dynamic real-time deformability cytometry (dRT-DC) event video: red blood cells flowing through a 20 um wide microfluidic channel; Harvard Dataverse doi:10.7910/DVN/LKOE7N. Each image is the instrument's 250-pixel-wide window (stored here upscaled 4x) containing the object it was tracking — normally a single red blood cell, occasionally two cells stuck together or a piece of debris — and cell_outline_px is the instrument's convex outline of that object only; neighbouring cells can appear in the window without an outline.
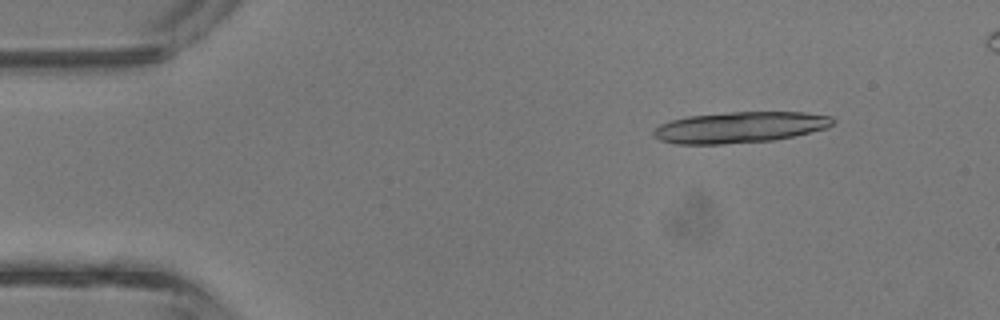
{"species": "common noctule bat (a hibernating species)", "species_latin": "Nyctalus noctula", "temperature_condition": "room temperature", "stored_images_in_passage": 15, "camera_frame_rate_fps": 3000, "um_per_image_px": 0.085, "animal": {"sex": "male", "body_mass_g": 13.3}, "frame": {"image": 1, "passage_image": 5, "time_ms": 1.333, "image_size_px": [1000, 320], "cell_outline_px": [[836, 120], [828, 128], [792, 136], [772, 140], [724, 144], [676, 144], [660, 140], [652, 136], [652, 132], [660, 124], [672, 120], [688, 116], [732, 112], [804, 112], [832, 116]], "centroid_in_image_um": [62.89, 10.82], "position_along_channel_um": 22.1, "area_um2": 32.43}}